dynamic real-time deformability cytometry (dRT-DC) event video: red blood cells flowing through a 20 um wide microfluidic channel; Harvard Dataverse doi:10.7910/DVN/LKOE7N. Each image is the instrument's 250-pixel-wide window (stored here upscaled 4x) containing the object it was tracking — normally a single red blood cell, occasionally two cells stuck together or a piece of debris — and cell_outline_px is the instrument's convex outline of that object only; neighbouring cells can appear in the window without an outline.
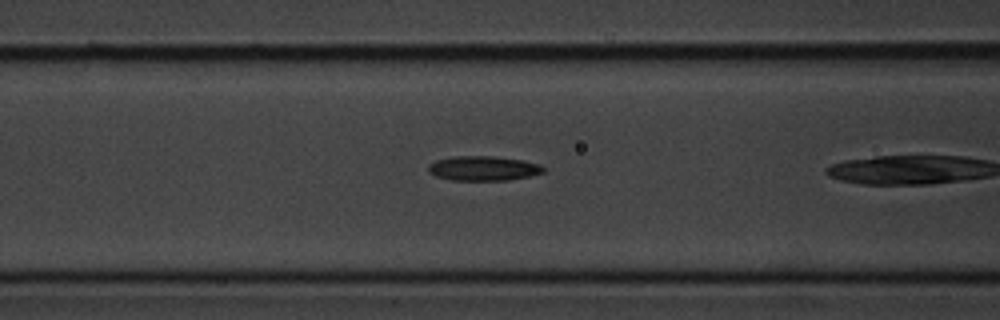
{"species": "common noctule bat (a hibernating species)", "species_latin": "Nyctalus noctula", "temperature_condition": "cold", "stored_images_in_passage": 8, "segment_of_instrument_passage": [2, 2], "camera_frame_rate_fps": 3000, "um_per_image_px": 0.085, "animal": {"sex": "male", "body_mass_g": 20.1, "forearm_length_mm": 53.5}, "frame": {"image": 1, "passage_image": 7, "time_ms": 2.0, "image_size_px": [1000, 320], "cell_outline_px": [[544, 172], [528, 176], [508, 180], [452, 180], [436, 176], [428, 172], [428, 164], [436, 160], [452, 156], [492, 156], [524, 160], [540, 164], [544, 168]], "centroid_in_image_um": [41.06, 14.3], "position_along_channel_um": 125.5, "area_um2": 16.53}}